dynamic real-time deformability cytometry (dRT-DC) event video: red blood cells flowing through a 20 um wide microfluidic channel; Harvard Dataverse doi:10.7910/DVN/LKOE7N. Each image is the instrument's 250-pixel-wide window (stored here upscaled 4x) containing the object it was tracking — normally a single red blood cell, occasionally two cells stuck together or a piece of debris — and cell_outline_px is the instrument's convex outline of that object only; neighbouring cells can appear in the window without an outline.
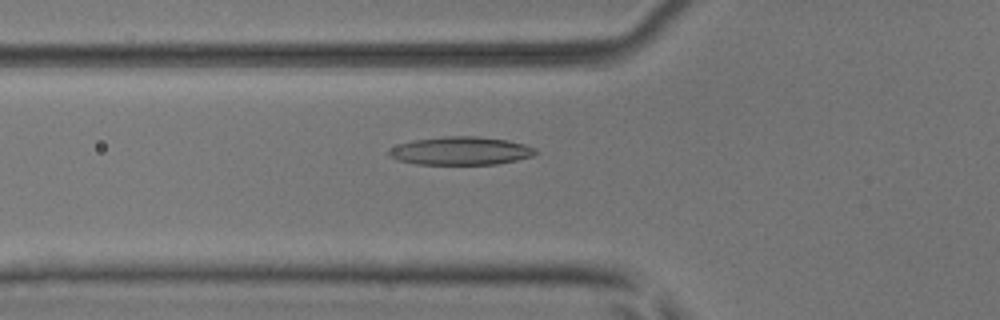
{"species": "common noctule bat (a hibernating species)", "species_latin": "Nyctalus noctula", "temperature_condition": "room temperature", "stored_images_in_passage": 51, "camera_frame_rate_fps": 3000, "um_per_image_px": 0.085, "animal": {"sex": "male", "body_mass_g": 17.9, "forearm_length_mm": 54.2}, "frame": {"image": 1, "passage_image": 19, "time_ms": 6.0, "image_size_px": [1000, 320], "cell_outline_px": [[540, 152], [532, 156], [516, 160], [496, 164], [416, 164], [396, 160], [388, 156], [384, 152], [400, 144], [412, 140], [444, 136], [476, 136], [508, 140], [524, 144], [536, 148]], "centroid_in_image_um": [39.15, 12.82], "position_along_channel_um": 86.7, "area_um2": 24.28}}
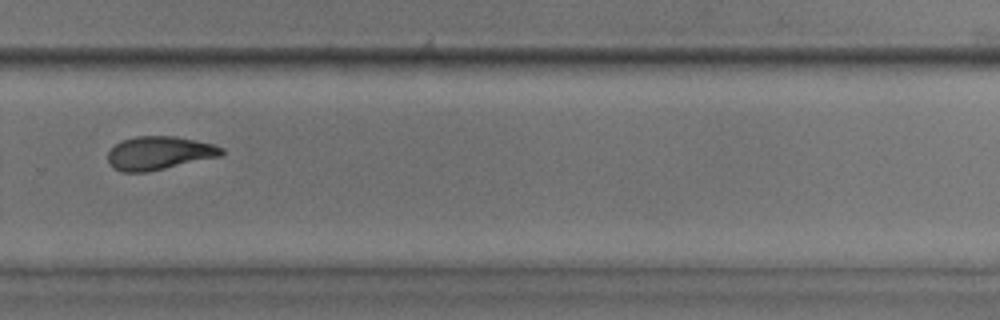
{"frame": {"image": 2, "passage_image": 36, "time_ms": 11.667, "image_size_px": [1000, 320], "cell_outline_px": [[224, 156], [148, 172], [120, 172], [112, 168], [108, 164], [108, 152], [120, 140], [136, 136], [176, 136], [196, 140], [212, 144], [224, 148]], "centroid_in_image_um": [13.54, 13.02], "position_along_channel_um": 316.3, "area_um2": 22.54}}
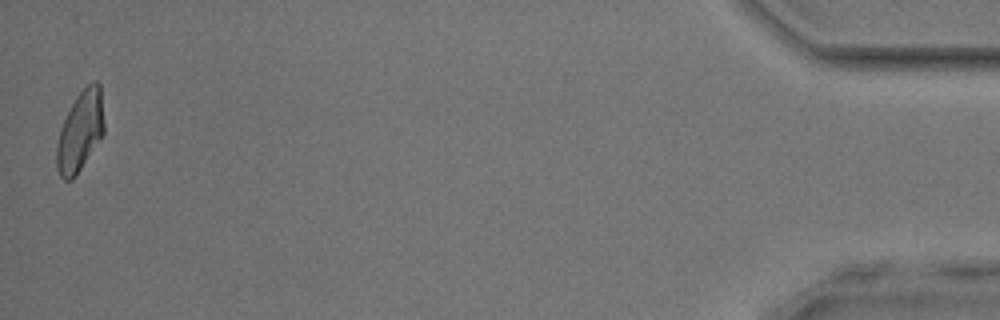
{"frame": {"image": 3, "passage_image": 51, "time_ms": 16.667, "image_size_px": [1000, 320], "cell_outline_px": [[104, 132], [100, 140], [72, 180], [64, 180], [60, 176], [56, 168], [56, 144], [60, 128], [76, 96], [92, 80], [96, 80], [100, 84], [104, 124]], "centroid_in_image_um": [6.81, 11.16], "position_along_channel_um": 428.4, "area_um2": 22.08}, "authors_computed_cell_mechanics": {"area_um2": 22.9466, "velocity_mm_per_s": 4.0591, "shape_relaxation_time_tau1_ms": 6.0905, "shape_relaxation_time_tau2_ms": 4.9651, "deformation_change_tau1": 0.1835, "deformation_change_tau2": 0.1218}}